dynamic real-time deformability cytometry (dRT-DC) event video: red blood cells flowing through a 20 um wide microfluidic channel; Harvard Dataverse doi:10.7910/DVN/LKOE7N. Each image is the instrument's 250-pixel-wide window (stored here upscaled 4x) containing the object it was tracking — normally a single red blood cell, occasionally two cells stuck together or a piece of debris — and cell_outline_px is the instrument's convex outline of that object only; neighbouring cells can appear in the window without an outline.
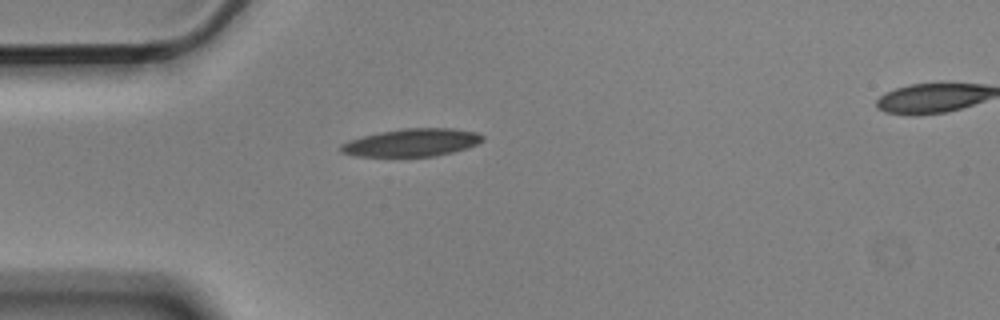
{"species": "Egyptian fruit bat (a non-hibernating species)", "species_latin": "Rousettus aegyptiacus", "temperature_condition": "cold", "stored_images_in_passage": 2, "camera_frame_rate_fps": 3000, "um_per_image_px": 0.085, "animal": {"sex": "male"}, "frame": {"image": 1, "passage_image": 1, "time_ms": 0.0, "image_size_px": [1000, 320], "cell_outline_px": [[484, 140], [468, 148], [436, 156], [356, 156], [340, 152], [340, 144], [348, 140], [380, 132], [404, 128], [452, 128], [476, 132], [484, 136]], "centroid_in_image_um": [35.01, 12.11], "position_along_channel_um": 50.0, "area_um2": 22.89}}